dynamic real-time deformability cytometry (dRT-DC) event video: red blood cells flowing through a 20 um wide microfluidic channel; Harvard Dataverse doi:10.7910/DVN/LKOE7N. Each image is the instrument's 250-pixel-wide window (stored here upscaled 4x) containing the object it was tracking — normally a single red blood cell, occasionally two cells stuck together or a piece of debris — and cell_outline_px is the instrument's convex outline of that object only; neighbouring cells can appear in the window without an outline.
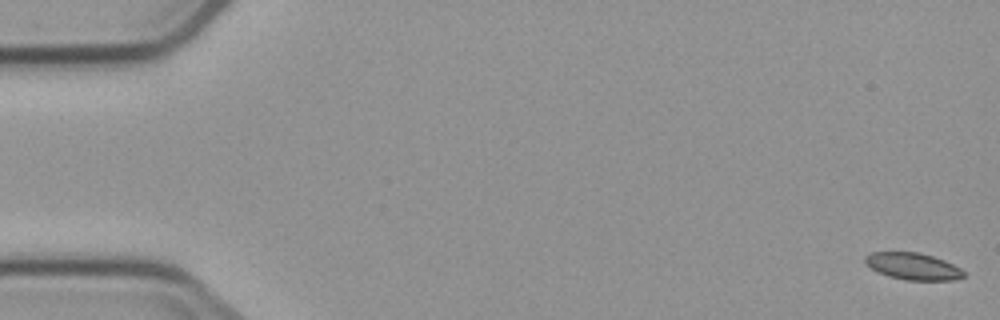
{"species": "common noctule bat (a hibernating species)", "species_latin": "Nyctalus noctula", "temperature_condition": "cold", "stored_images_in_passage": 4, "camera_frame_rate_fps": 3000, "um_per_image_px": 0.085, "animal": {"sex": "male", "body_mass_g": 23.1, "forearm_length_mm": 52.7}, "frame": {"image": 1, "passage_image": 1, "time_ms": 0.0, "image_size_px": [1000, 320], "cell_outline_px": [[964, 276], [952, 280], [904, 280], [888, 276], [876, 272], [864, 264], [864, 256], [872, 252], [920, 252], [944, 260], [960, 268], [964, 272]], "centroid_in_image_um": [77.53, 22.63], "position_along_channel_um": 7.5, "area_um2": 15.55}}